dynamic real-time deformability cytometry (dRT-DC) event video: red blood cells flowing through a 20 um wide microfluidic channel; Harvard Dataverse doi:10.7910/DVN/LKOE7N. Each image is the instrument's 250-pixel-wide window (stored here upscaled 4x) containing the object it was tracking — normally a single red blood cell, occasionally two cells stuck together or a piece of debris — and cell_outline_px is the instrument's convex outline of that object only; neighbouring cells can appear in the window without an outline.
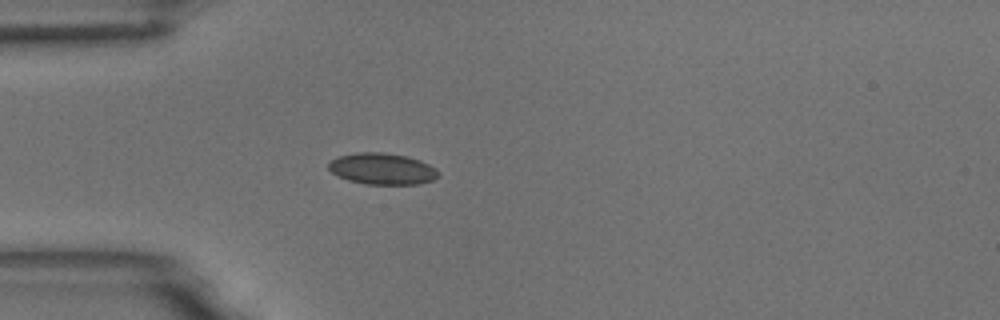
{"species": "common noctule bat (a hibernating species)", "species_latin": "Nyctalus noctula", "temperature_condition": "room temperature", "stored_images_in_passage": 5, "camera_frame_rate_fps": 3000, "um_per_image_px": 0.085, "animal": {"sex": "male", "body_mass_g": 18.8}, "frame": {"image": 1, "passage_image": 4, "time_ms": 1.0, "image_size_px": [1000, 320], "cell_outline_px": [[440, 176], [432, 180], [420, 184], [364, 184], [348, 180], [336, 176], [328, 168], [328, 164], [332, 160], [340, 156], [356, 152], [384, 152], [404, 156], [420, 160], [428, 164], [440, 172]], "centroid_in_image_um": [32.49, 14.35], "position_along_channel_um": 52.5, "area_um2": 20.11}}